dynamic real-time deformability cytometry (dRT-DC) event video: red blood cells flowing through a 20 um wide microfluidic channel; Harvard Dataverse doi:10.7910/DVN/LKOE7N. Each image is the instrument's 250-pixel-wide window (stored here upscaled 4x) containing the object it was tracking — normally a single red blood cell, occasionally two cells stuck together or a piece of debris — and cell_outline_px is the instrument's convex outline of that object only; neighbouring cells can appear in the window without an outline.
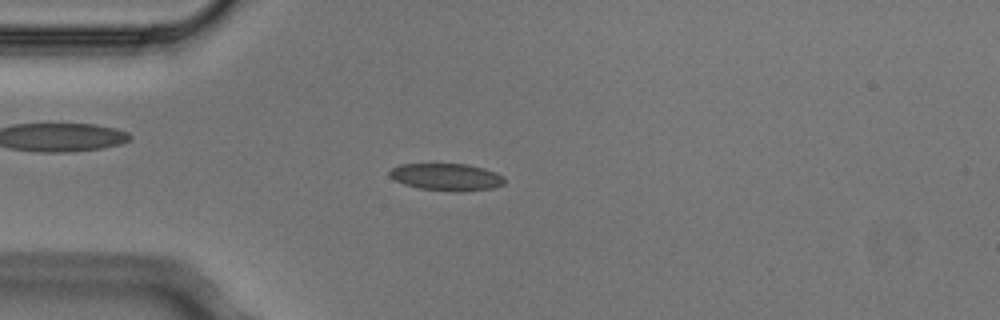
{"species": "Egyptian fruit bat (a non-hibernating species)", "species_latin": "Rousettus aegyptiacus", "temperature_condition": "cold", "stored_images_in_passage": 4, "camera_frame_rate_fps": 3000, "um_per_image_px": 0.085, "animal": {"sex": "male"}, "frame": {"image": 1, "passage_image": 4, "time_ms": 1.0, "image_size_px": [1000, 320], "cell_outline_px": [[504, 184], [492, 188], [420, 188], [404, 184], [388, 176], [388, 172], [392, 168], [400, 164], [468, 164], [484, 168], [496, 172], [504, 176]], "centroid_in_image_um": [37.91, 14.97], "position_along_channel_um": 47.1, "area_um2": 17.17}}